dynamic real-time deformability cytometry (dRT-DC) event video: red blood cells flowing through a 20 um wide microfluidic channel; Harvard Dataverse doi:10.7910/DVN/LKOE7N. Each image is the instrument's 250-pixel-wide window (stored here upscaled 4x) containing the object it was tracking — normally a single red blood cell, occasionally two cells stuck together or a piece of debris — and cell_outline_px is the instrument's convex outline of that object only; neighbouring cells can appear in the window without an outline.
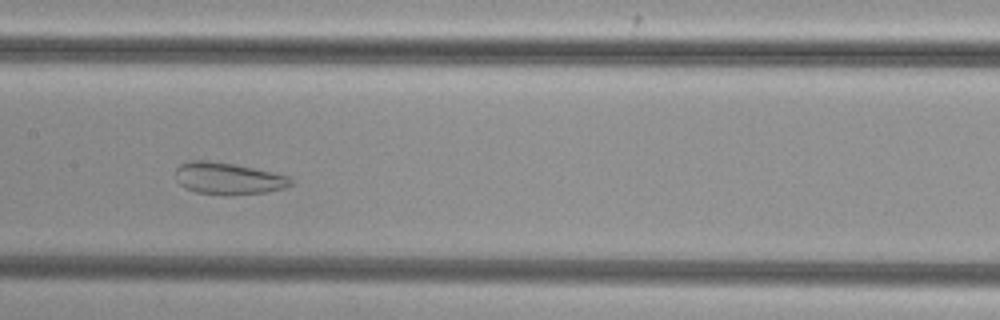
{"species": "common noctule bat (a hibernating species)", "species_latin": "Nyctalus noctula", "temperature_condition": "cold", "stored_images_in_passage": 45, "camera_frame_rate_fps": 3000, "um_per_image_px": 0.085, "animal": {"sex": "female", "body_mass_g": 29.2, "forearm_length_mm": 56.3}, "frame": {"image": 1, "passage_image": 19, "time_ms": 6.0, "image_size_px": [1000, 320], "cell_outline_px": [[292, 184], [284, 188], [268, 192], [228, 196], [224, 196], [196, 192], [184, 188], [176, 180], [176, 168], [180, 164], [188, 160], [204, 160], [232, 164], [292, 176]], "centroid_in_image_um": [19.39, 15.19], "position_along_channel_um": 188.0, "area_um2": 21.68}}
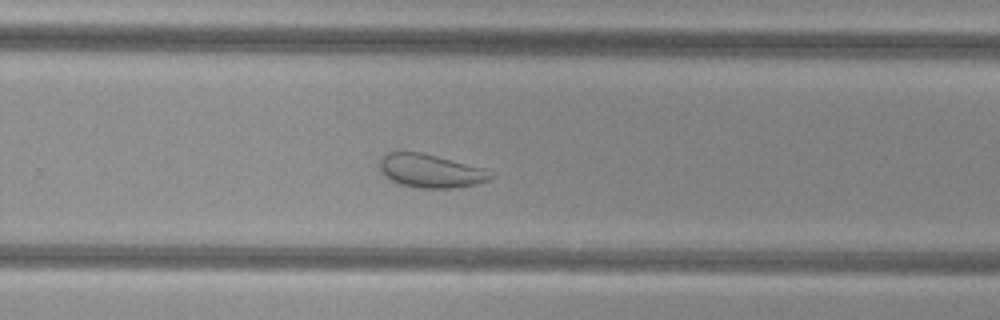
{"frame": {"image": 2, "passage_image": 27, "time_ms": 8.667, "image_size_px": [1000, 320], "cell_outline_px": [[496, 176], [488, 180], [476, 184], [452, 188], [420, 188], [400, 184], [384, 176], [380, 172], [380, 160], [388, 152], [420, 152], [484, 168], [496, 172]], "centroid_in_image_um": [36.64, 14.53], "position_along_channel_um": 293.2, "area_um2": 21.62}}
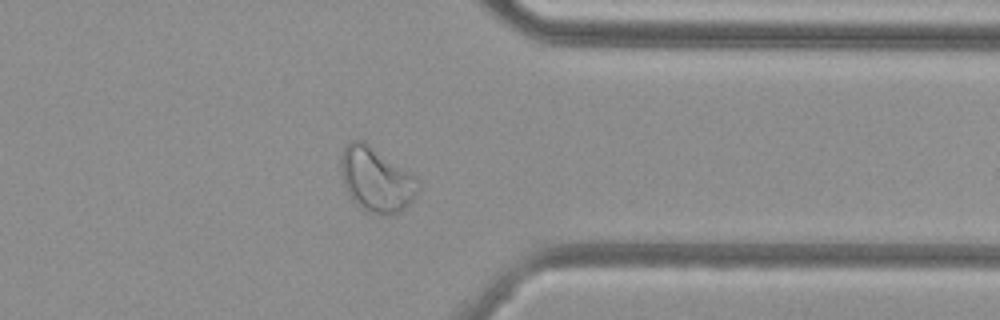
{"frame": {"image": 3, "passage_image": 34, "time_ms": 11.0, "image_size_px": [1000, 320], "cell_outline_px": [[420, 192], [400, 212], [368, 212], [360, 208], [352, 200], [344, 184], [340, 168], [340, 156], [344, 148], [352, 140], [364, 140], [408, 172], [420, 184]], "centroid_in_image_um": [31.95, 15.24], "position_along_channel_um": 379.5, "area_um2": 28.44}}